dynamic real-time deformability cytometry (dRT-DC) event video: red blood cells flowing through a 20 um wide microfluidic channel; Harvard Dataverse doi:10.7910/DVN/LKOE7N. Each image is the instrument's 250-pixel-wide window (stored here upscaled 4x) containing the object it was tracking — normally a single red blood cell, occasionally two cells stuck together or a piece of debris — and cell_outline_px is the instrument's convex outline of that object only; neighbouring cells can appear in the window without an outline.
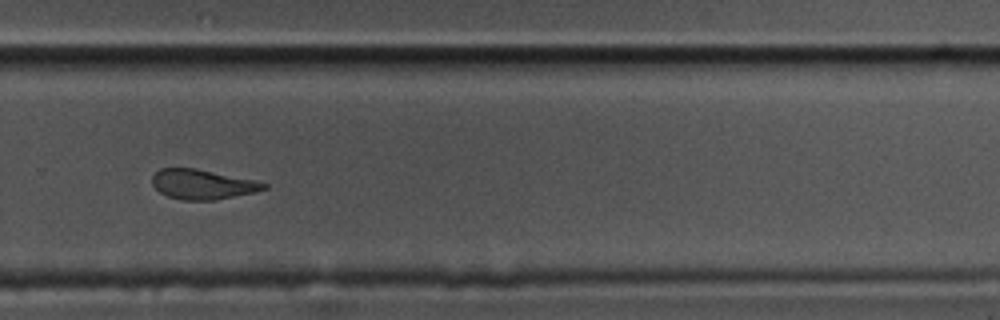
{"species": "common noctule bat (a hibernating species)", "species_latin": "Nyctalus noctula", "temperature_condition": "cold", "stored_images_in_passage": 8, "camera_frame_rate_fps": 3000, "um_per_image_px": 0.085, "animal": {"sex": "male", "body_mass_g": 17.5, "forearm_length_mm": 52.3}, "frame": {"image": 1, "passage_image": 8, "time_ms": 2.333, "image_size_px": [1000, 320], "cell_outline_px": [[268, 188], [256, 192], [212, 200], [180, 200], [168, 196], [160, 192], [152, 184], [152, 176], [160, 168], [196, 168], [256, 180], [268, 184]], "centroid_in_image_um": [17.22, 15.66], "position_along_channel_um": 312.6, "area_um2": 19.42}}